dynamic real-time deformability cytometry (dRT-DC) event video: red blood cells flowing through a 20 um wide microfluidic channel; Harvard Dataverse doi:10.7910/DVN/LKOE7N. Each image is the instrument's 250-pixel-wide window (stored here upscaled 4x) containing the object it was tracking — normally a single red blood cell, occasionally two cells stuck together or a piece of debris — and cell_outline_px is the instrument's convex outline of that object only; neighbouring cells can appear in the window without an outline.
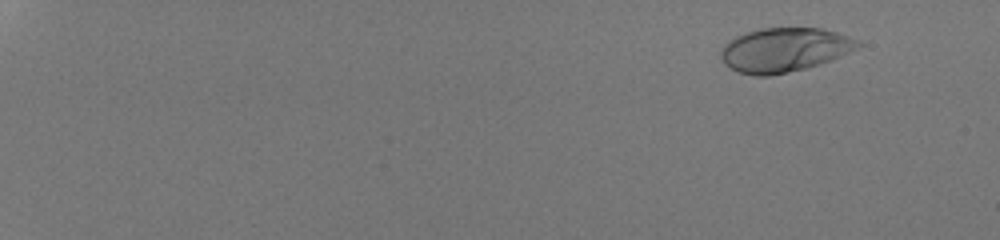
{"species": "human", "species_latin": "Homo sapiens", "temperature_condition": "room temperature", "stored_images_in_passage": 55, "camera_frame_rate_fps": 3000, "um_per_image_px": 0.085, "donor": {"sex": "male"}, "frame": {"image": 1, "passage_image": 7, "time_ms": 2.0, "image_size_px": [1000, 240], "cell_outline_px": [[864, 44], [860, 48], [820, 64], [788, 72], [768, 76], [756, 76], [736, 72], [724, 64], [720, 56], [720, 52], [724, 44], [736, 36], [760, 28], [820, 28], [836, 32], [860, 40]], "centroid_in_image_um": [66.68, 4.24], "position_along_channel_um": 18.3, "area_um2": 35.37}}
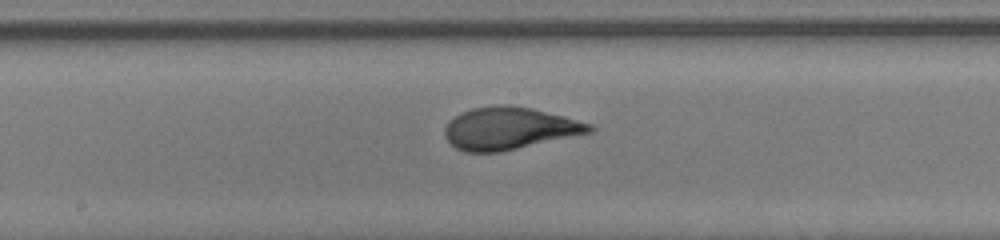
{"frame": {"image": 2, "passage_image": 35, "time_ms": 11.333, "image_size_px": [1000, 240], "cell_outline_px": [[596, 132], [500, 152], [464, 152], [456, 148], [444, 136], [444, 128], [448, 120], [472, 108], [500, 104], [508, 104], [532, 108], [564, 116], [592, 124], [596, 128]], "centroid_in_image_um": [43.34, 10.91], "position_along_channel_um": 204.9, "area_um2": 36.01}}
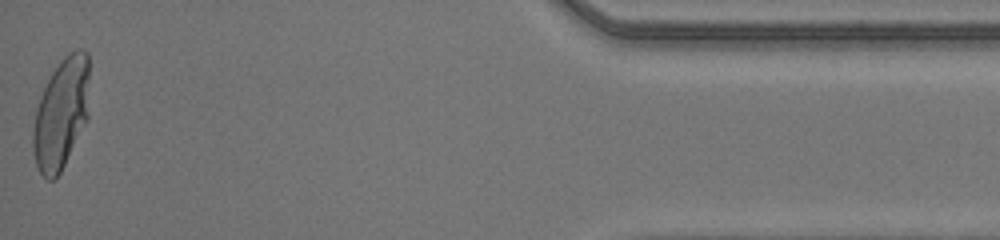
{"frame": {"image": 3, "passage_image": 55, "time_ms": 18.0, "image_size_px": [1000, 240], "cell_outline_px": [[88, 120], [60, 172], [52, 180], [48, 180], [40, 172], [36, 164], [32, 152], [32, 132], [36, 108], [40, 96], [52, 72], [60, 60], [68, 52], [80, 48], [88, 52]], "centroid_in_image_um": [5.19, 9.64], "position_along_channel_um": 430.0, "area_um2": 36.53}, "authors_computed_cell_mechanics": {"area_um2": 35.0268, "velocity_mm_per_s": 4.2529, "shape_relaxation_time_tau1_ms": 4.7017, "shape_relaxation_time_tau2_ms": null, "deformation_change_tau1": 0.2408, "deformation_change_tau2": null}}